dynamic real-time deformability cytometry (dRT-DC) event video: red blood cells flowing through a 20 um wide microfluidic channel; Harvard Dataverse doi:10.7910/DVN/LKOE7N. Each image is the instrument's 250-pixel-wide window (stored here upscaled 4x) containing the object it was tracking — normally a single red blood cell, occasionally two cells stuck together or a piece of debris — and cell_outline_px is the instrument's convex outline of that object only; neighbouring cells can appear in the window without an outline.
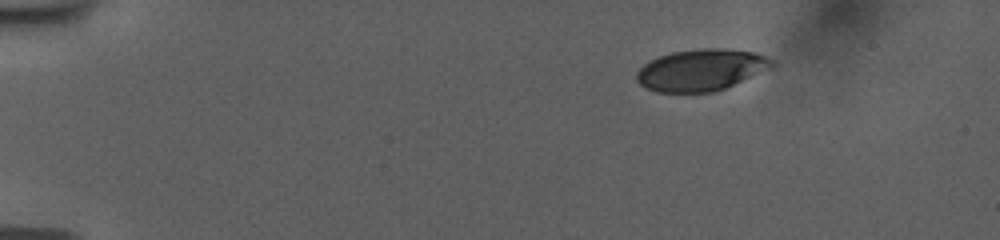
{"species": "human", "species_latin": "Homo sapiens", "temperature_condition": "room temperature", "stored_images_in_passage": 48, "camera_frame_rate_fps": 3000, "um_per_image_px": 0.085, "donor": {"sex": "female"}, "frame": {"image": 1, "passage_image": 1, "time_ms": 0.0, "image_size_px": [1000, 240], "cell_outline_px": [[776, 64], [768, 68], [724, 88], [712, 92], [656, 92], [640, 84], [636, 80], [636, 72], [644, 64], [660, 56], [672, 52], [700, 48], [720, 48], [752, 52], [776, 60]], "centroid_in_image_um": [59.56, 5.94], "position_along_channel_um": 25.4, "area_um2": 32.31}}
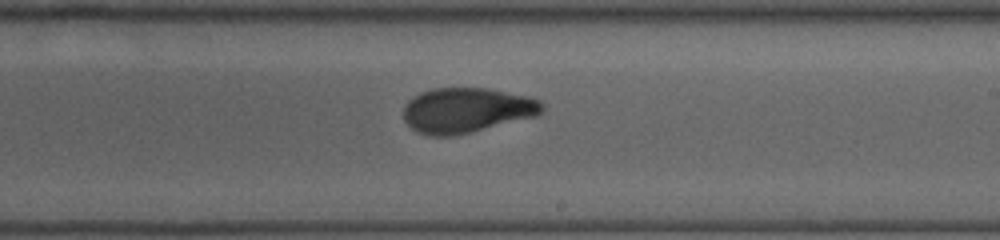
{"frame": {"image": 2, "passage_image": 27, "time_ms": 8.667, "image_size_px": [1000, 240], "cell_outline_px": [[544, 108], [536, 116], [452, 136], [432, 136], [420, 132], [412, 128], [404, 120], [404, 108], [408, 100], [412, 96], [420, 92], [432, 88], [488, 88], [528, 96], [540, 100], [544, 104]], "centroid_in_image_um": [39.65, 9.35], "position_along_channel_um": 249.3, "area_um2": 36.18}}
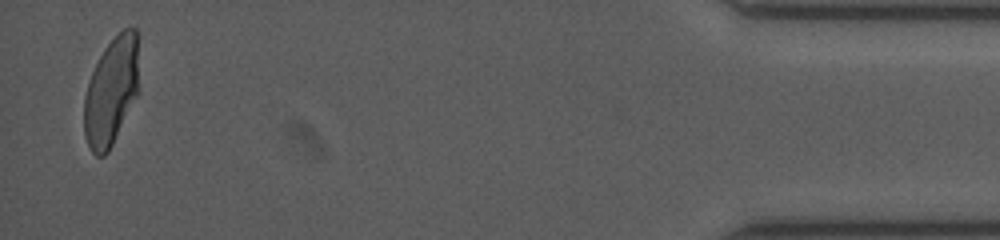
{"frame": {"image": 3, "passage_image": 47, "time_ms": 15.333, "image_size_px": [1000, 240], "cell_outline_px": [[136, 96], [108, 152], [104, 156], [96, 156], [92, 152], [84, 136], [84, 96], [92, 72], [104, 48], [124, 28], [136, 28]], "centroid_in_image_um": [9.4, 7.81], "position_along_channel_um": 425.8, "area_um2": 33.35}, "authors_computed_cell_mechanics": {"area_um2": 35.6626, "velocity_mm_per_s": 3.7511, "shape_relaxation_time_tau1_ms": 5.21, "shape_relaxation_time_tau2_ms": 1.1998, "deformation_change_tau1": 0.1842, "deformation_change_tau2": 0.0629}}